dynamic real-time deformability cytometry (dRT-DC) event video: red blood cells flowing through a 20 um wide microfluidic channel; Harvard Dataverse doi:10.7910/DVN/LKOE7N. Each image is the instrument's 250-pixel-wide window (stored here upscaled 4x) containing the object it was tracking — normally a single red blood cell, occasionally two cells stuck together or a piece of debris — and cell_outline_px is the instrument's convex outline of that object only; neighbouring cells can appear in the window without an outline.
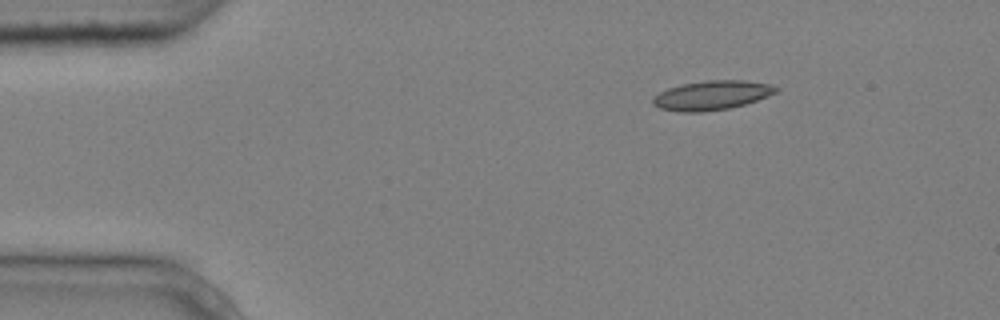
{"species": "common noctule bat (a hibernating species)", "species_latin": "Nyctalus noctula", "temperature_condition": "cold", "stored_images_in_passage": 6, "camera_frame_rate_fps": 3000, "um_per_image_px": 0.085, "animal": {"sex": "male", "body_mass_g": 20.4}, "frame": {"image": 1, "passage_image": 6, "time_ms": 1.667, "image_size_px": [1000, 320], "cell_outline_px": [[780, 88], [776, 92], [756, 100], [744, 104], [728, 108], [704, 112], [680, 112], [660, 108], [652, 104], [652, 100], [660, 92], [668, 88], [680, 84], [708, 80], [744, 80], [768, 84]], "centroid_in_image_um": [60.47, 8.1], "position_along_channel_um": 24.5, "area_um2": 20.81}}